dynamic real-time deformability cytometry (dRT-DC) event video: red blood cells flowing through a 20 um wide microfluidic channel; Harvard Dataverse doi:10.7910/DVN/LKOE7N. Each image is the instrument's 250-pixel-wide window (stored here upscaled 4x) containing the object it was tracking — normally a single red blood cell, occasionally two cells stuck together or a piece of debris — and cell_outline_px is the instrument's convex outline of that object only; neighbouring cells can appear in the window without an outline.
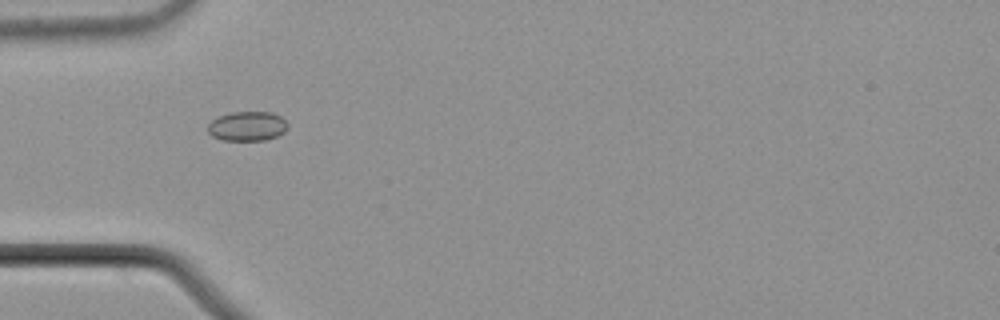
{"species": "common noctule bat (a hibernating species)", "species_latin": "Nyctalus noctula", "temperature_condition": "cold", "stored_images_in_passage": 46, "camera_frame_rate_fps": 3000, "um_per_image_px": 0.085, "animal": {"sex": "male", "body_mass_g": 21.5, "forearm_length_mm": 52.0}, "frame": {"image": 1, "passage_image": 9, "time_ms": 2.667, "image_size_px": [1000, 320], "cell_outline_px": [[288, 128], [284, 132], [276, 136], [264, 140], [224, 140], [212, 136], [208, 132], [208, 124], [212, 120], [220, 116], [232, 112], [272, 112], [280, 116], [288, 124]], "centroid_in_image_um": [21.03, 10.72], "position_along_channel_um": 64.0, "area_um2": 13.64}}
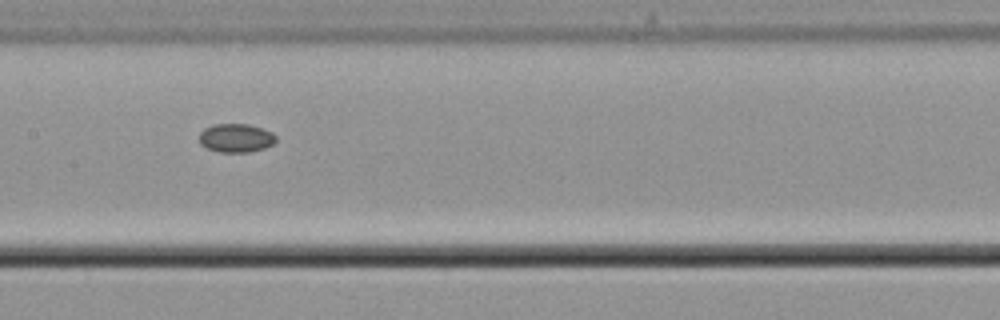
{"frame": {"image": 2, "passage_image": 19, "time_ms": 6.0, "image_size_px": [1000, 320], "cell_outline_px": [[276, 140], [272, 144], [264, 148], [248, 152], [220, 152], [208, 148], [200, 144], [200, 132], [204, 128], [212, 124], [248, 124], [272, 132], [276, 136]], "centroid_in_image_um": [20.04, 11.72], "position_along_channel_um": 187.4, "area_um2": 12.72}}
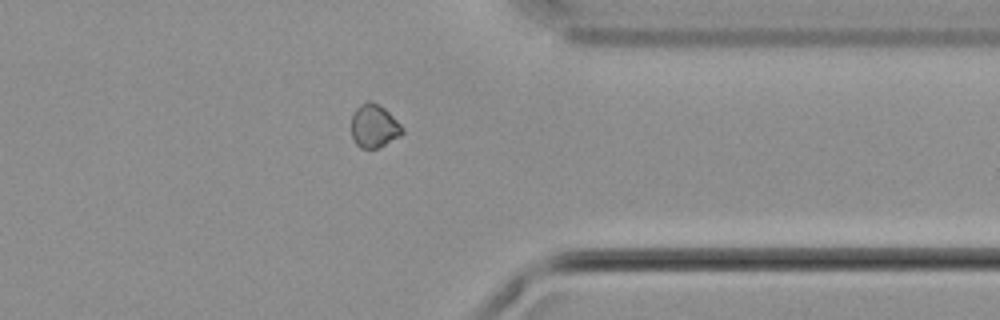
{"frame": {"image": 3, "passage_image": 35, "time_ms": 11.333, "image_size_px": [1000, 320], "cell_outline_px": [[404, 132], [400, 136], [376, 148], [360, 148], [356, 144], [352, 136], [352, 116], [356, 108], [360, 104], [368, 100], [372, 100], [384, 108], [404, 128]], "centroid_in_image_um": [31.79, 10.69], "position_along_channel_um": 379.6, "area_um2": 12.72}, "authors_computed_cell_mechanics": {"area_um2": 13.005, "velocity_mm_per_s": 3.7386, "shape_relaxation_time_tau1_ms": null, "shape_relaxation_time_tau2_ms": 5.5039, "deformation_change_tau1": null, "deformation_change_tau2": 0.0354}}